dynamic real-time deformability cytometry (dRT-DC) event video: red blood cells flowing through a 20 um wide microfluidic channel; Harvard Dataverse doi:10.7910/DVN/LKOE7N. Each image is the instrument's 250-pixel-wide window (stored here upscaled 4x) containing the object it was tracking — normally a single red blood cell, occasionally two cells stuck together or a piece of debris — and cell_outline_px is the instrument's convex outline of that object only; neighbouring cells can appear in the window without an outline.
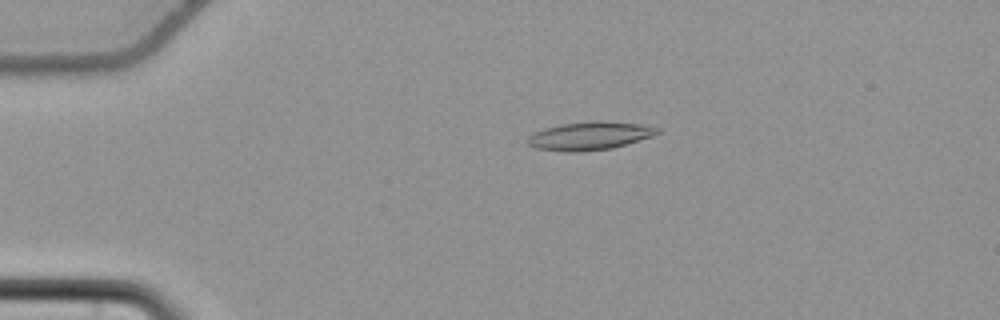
{"species": "common noctule bat (a hibernating species)", "species_latin": "Nyctalus noctula", "temperature_condition": "cold", "stored_images_in_passage": 53, "camera_frame_rate_fps": 3000, "um_per_image_px": 0.085, "animal": {"sex": "female", "body_mass_g": 22.7, "forearm_length_mm": 54.2}, "frame": {"image": 1, "passage_image": 10, "time_ms": 3.0, "image_size_px": [1000, 320], "cell_outline_px": [[660, 132], [652, 136], [612, 148], [580, 152], [564, 152], [536, 148], [528, 144], [524, 140], [532, 132], [544, 128], [560, 124], [596, 120], [600, 120], [640, 124], [660, 128]], "centroid_in_image_um": [50.06, 11.54], "position_along_channel_um": 34.9, "area_um2": 21.56}}
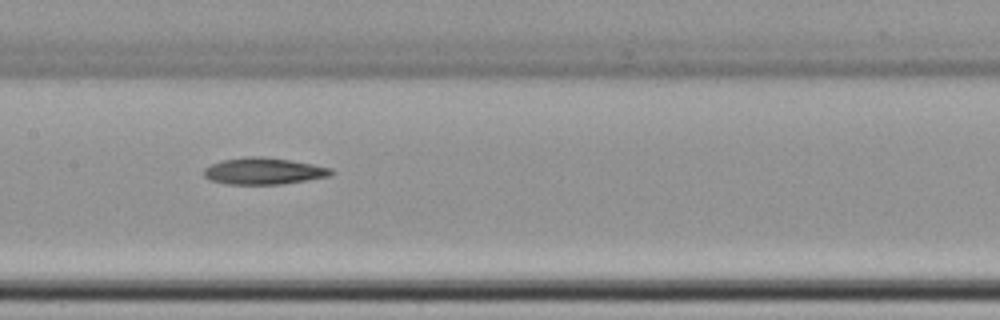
{"frame": {"image": 2, "passage_image": 26, "time_ms": 8.333, "image_size_px": [1000, 320], "cell_outline_px": [[332, 176], [280, 184], [228, 184], [208, 180], [204, 176], [204, 168], [212, 164], [224, 160], [248, 156], [264, 156], [312, 164], [332, 168]], "centroid_in_image_um": [22.4, 14.54], "position_along_channel_um": 185.0, "area_um2": 19.65}}
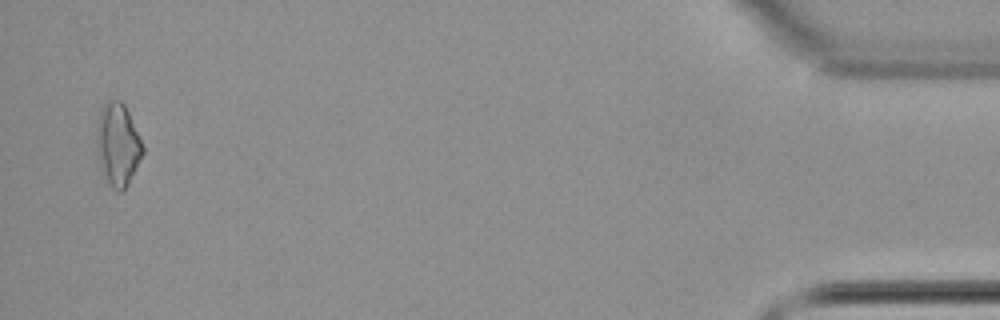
{"frame": {"image": 3, "passage_image": 52, "time_ms": 17.0, "image_size_px": [1000, 320], "cell_outline_px": [[144, 152], [124, 192], [116, 192], [112, 188], [100, 172], [96, 144], [96, 128], [100, 112], [104, 104], [112, 100], [120, 100], [124, 104], [128, 112], [144, 148]], "centroid_in_image_um": [9.99, 12.35], "position_along_channel_um": 425.2, "area_um2": 22.25}, "authors_computed_cell_mechanics": {"area_um2": 19.9988, "velocity_mm_per_s": 3.7421, "shape_relaxation_time_tau1_ms": 11.0856, "shape_relaxation_time_tau2_ms": null, "deformation_change_tau1": 0.1744, "deformation_change_tau2": null}}